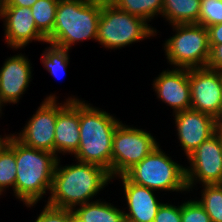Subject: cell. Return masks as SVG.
<instances>
[{
    "label": "cell",
    "instance_id": "4dcf8cb0",
    "mask_svg": "<svg viewBox=\"0 0 222 222\" xmlns=\"http://www.w3.org/2000/svg\"><path fill=\"white\" fill-rule=\"evenodd\" d=\"M38 0H4L2 6H18L31 8Z\"/></svg>",
    "mask_w": 222,
    "mask_h": 222
},
{
    "label": "cell",
    "instance_id": "603a6c76",
    "mask_svg": "<svg viewBox=\"0 0 222 222\" xmlns=\"http://www.w3.org/2000/svg\"><path fill=\"white\" fill-rule=\"evenodd\" d=\"M202 188L198 202L209 215L211 222H222V184H204Z\"/></svg>",
    "mask_w": 222,
    "mask_h": 222
},
{
    "label": "cell",
    "instance_id": "3957f363",
    "mask_svg": "<svg viewBox=\"0 0 222 222\" xmlns=\"http://www.w3.org/2000/svg\"><path fill=\"white\" fill-rule=\"evenodd\" d=\"M15 160V197L31 208L51 191L58 158L49 151L25 146L15 138Z\"/></svg>",
    "mask_w": 222,
    "mask_h": 222
},
{
    "label": "cell",
    "instance_id": "e575fe53",
    "mask_svg": "<svg viewBox=\"0 0 222 222\" xmlns=\"http://www.w3.org/2000/svg\"><path fill=\"white\" fill-rule=\"evenodd\" d=\"M2 106H4L3 104H2V102L0 101V117L2 116L1 114H2Z\"/></svg>",
    "mask_w": 222,
    "mask_h": 222
},
{
    "label": "cell",
    "instance_id": "5b68a950",
    "mask_svg": "<svg viewBox=\"0 0 222 222\" xmlns=\"http://www.w3.org/2000/svg\"><path fill=\"white\" fill-rule=\"evenodd\" d=\"M156 34L146 20L118 9L109 0H101L96 42L102 47L116 50Z\"/></svg>",
    "mask_w": 222,
    "mask_h": 222
},
{
    "label": "cell",
    "instance_id": "1f68e13d",
    "mask_svg": "<svg viewBox=\"0 0 222 222\" xmlns=\"http://www.w3.org/2000/svg\"><path fill=\"white\" fill-rule=\"evenodd\" d=\"M215 129L216 132L222 135V107L219 114L215 117Z\"/></svg>",
    "mask_w": 222,
    "mask_h": 222
},
{
    "label": "cell",
    "instance_id": "ac0fdd59",
    "mask_svg": "<svg viewBox=\"0 0 222 222\" xmlns=\"http://www.w3.org/2000/svg\"><path fill=\"white\" fill-rule=\"evenodd\" d=\"M72 211L74 217L80 222H123L125 220L123 210L100 199L79 205Z\"/></svg>",
    "mask_w": 222,
    "mask_h": 222
},
{
    "label": "cell",
    "instance_id": "7a4b0ae2",
    "mask_svg": "<svg viewBox=\"0 0 222 222\" xmlns=\"http://www.w3.org/2000/svg\"><path fill=\"white\" fill-rule=\"evenodd\" d=\"M80 143L74 157L81 162L99 165L111 176L113 135L121 122L100 108L79 101Z\"/></svg>",
    "mask_w": 222,
    "mask_h": 222
},
{
    "label": "cell",
    "instance_id": "f1b7e54d",
    "mask_svg": "<svg viewBox=\"0 0 222 222\" xmlns=\"http://www.w3.org/2000/svg\"><path fill=\"white\" fill-rule=\"evenodd\" d=\"M210 47L211 51L207 68L222 72V43L210 44Z\"/></svg>",
    "mask_w": 222,
    "mask_h": 222
},
{
    "label": "cell",
    "instance_id": "8992f818",
    "mask_svg": "<svg viewBox=\"0 0 222 222\" xmlns=\"http://www.w3.org/2000/svg\"><path fill=\"white\" fill-rule=\"evenodd\" d=\"M124 176L134 184L154 191H188L185 167L167 156L160 145Z\"/></svg>",
    "mask_w": 222,
    "mask_h": 222
},
{
    "label": "cell",
    "instance_id": "9c48e42d",
    "mask_svg": "<svg viewBox=\"0 0 222 222\" xmlns=\"http://www.w3.org/2000/svg\"><path fill=\"white\" fill-rule=\"evenodd\" d=\"M185 167L188 192L194 185L222 184V135L215 132L187 156Z\"/></svg>",
    "mask_w": 222,
    "mask_h": 222
},
{
    "label": "cell",
    "instance_id": "e0dca14e",
    "mask_svg": "<svg viewBox=\"0 0 222 222\" xmlns=\"http://www.w3.org/2000/svg\"><path fill=\"white\" fill-rule=\"evenodd\" d=\"M122 179L127 212L123 211L127 222H154L162 202H159L154 190L139 186L129 181L124 175L115 177Z\"/></svg>",
    "mask_w": 222,
    "mask_h": 222
},
{
    "label": "cell",
    "instance_id": "4316f807",
    "mask_svg": "<svg viewBox=\"0 0 222 222\" xmlns=\"http://www.w3.org/2000/svg\"><path fill=\"white\" fill-rule=\"evenodd\" d=\"M73 216L71 209L56 208L46 204L34 222H71Z\"/></svg>",
    "mask_w": 222,
    "mask_h": 222
},
{
    "label": "cell",
    "instance_id": "8fae6325",
    "mask_svg": "<svg viewBox=\"0 0 222 222\" xmlns=\"http://www.w3.org/2000/svg\"><path fill=\"white\" fill-rule=\"evenodd\" d=\"M191 109L214 118L222 107V72L205 68L189 69Z\"/></svg>",
    "mask_w": 222,
    "mask_h": 222
},
{
    "label": "cell",
    "instance_id": "d6986e66",
    "mask_svg": "<svg viewBox=\"0 0 222 222\" xmlns=\"http://www.w3.org/2000/svg\"><path fill=\"white\" fill-rule=\"evenodd\" d=\"M201 0H163L161 16L169 25L199 24Z\"/></svg>",
    "mask_w": 222,
    "mask_h": 222
},
{
    "label": "cell",
    "instance_id": "52a82bcc",
    "mask_svg": "<svg viewBox=\"0 0 222 222\" xmlns=\"http://www.w3.org/2000/svg\"><path fill=\"white\" fill-rule=\"evenodd\" d=\"M175 35L163 43L165 56L174 68H205L210 58L208 29L200 24L171 25Z\"/></svg>",
    "mask_w": 222,
    "mask_h": 222
},
{
    "label": "cell",
    "instance_id": "9a60e30c",
    "mask_svg": "<svg viewBox=\"0 0 222 222\" xmlns=\"http://www.w3.org/2000/svg\"><path fill=\"white\" fill-rule=\"evenodd\" d=\"M79 101L70 96L65 102H58V117L55 126L54 154L74 155L80 143Z\"/></svg>",
    "mask_w": 222,
    "mask_h": 222
},
{
    "label": "cell",
    "instance_id": "6da1fadb",
    "mask_svg": "<svg viewBox=\"0 0 222 222\" xmlns=\"http://www.w3.org/2000/svg\"><path fill=\"white\" fill-rule=\"evenodd\" d=\"M60 159L55 165L48 205L73 210L90 202L112 180L109 171L99 165L75 160V164L62 166Z\"/></svg>",
    "mask_w": 222,
    "mask_h": 222
},
{
    "label": "cell",
    "instance_id": "277c9868",
    "mask_svg": "<svg viewBox=\"0 0 222 222\" xmlns=\"http://www.w3.org/2000/svg\"><path fill=\"white\" fill-rule=\"evenodd\" d=\"M101 0H59L54 27L47 44L67 50L83 40L97 41Z\"/></svg>",
    "mask_w": 222,
    "mask_h": 222
},
{
    "label": "cell",
    "instance_id": "4fadbf2b",
    "mask_svg": "<svg viewBox=\"0 0 222 222\" xmlns=\"http://www.w3.org/2000/svg\"><path fill=\"white\" fill-rule=\"evenodd\" d=\"M158 99L173 109V114L191 109L189 69L163 70L153 81Z\"/></svg>",
    "mask_w": 222,
    "mask_h": 222
},
{
    "label": "cell",
    "instance_id": "d4e9b609",
    "mask_svg": "<svg viewBox=\"0 0 222 222\" xmlns=\"http://www.w3.org/2000/svg\"><path fill=\"white\" fill-rule=\"evenodd\" d=\"M222 23V0H201L199 24L206 28Z\"/></svg>",
    "mask_w": 222,
    "mask_h": 222
},
{
    "label": "cell",
    "instance_id": "484cf974",
    "mask_svg": "<svg viewBox=\"0 0 222 222\" xmlns=\"http://www.w3.org/2000/svg\"><path fill=\"white\" fill-rule=\"evenodd\" d=\"M182 222H211V219L197 199L181 203Z\"/></svg>",
    "mask_w": 222,
    "mask_h": 222
},
{
    "label": "cell",
    "instance_id": "44dd1931",
    "mask_svg": "<svg viewBox=\"0 0 222 222\" xmlns=\"http://www.w3.org/2000/svg\"><path fill=\"white\" fill-rule=\"evenodd\" d=\"M118 9L142 18L148 23L162 14L163 0H109Z\"/></svg>",
    "mask_w": 222,
    "mask_h": 222
},
{
    "label": "cell",
    "instance_id": "30bf717a",
    "mask_svg": "<svg viewBox=\"0 0 222 222\" xmlns=\"http://www.w3.org/2000/svg\"><path fill=\"white\" fill-rule=\"evenodd\" d=\"M55 94H50L29 119L20 133L13 136L25 146L49 151L54 154L55 126L58 103Z\"/></svg>",
    "mask_w": 222,
    "mask_h": 222
},
{
    "label": "cell",
    "instance_id": "83f0119b",
    "mask_svg": "<svg viewBox=\"0 0 222 222\" xmlns=\"http://www.w3.org/2000/svg\"><path fill=\"white\" fill-rule=\"evenodd\" d=\"M154 222H182L181 205L162 203L155 216Z\"/></svg>",
    "mask_w": 222,
    "mask_h": 222
},
{
    "label": "cell",
    "instance_id": "d590c367",
    "mask_svg": "<svg viewBox=\"0 0 222 222\" xmlns=\"http://www.w3.org/2000/svg\"><path fill=\"white\" fill-rule=\"evenodd\" d=\"M71 222H80L79 220H77L74 216L71 218Z\"/></svg>",
    "mask_w": 222,
    "mask_h": 222
},
{
    "label": "cell",
    "instance_id": "2e32d148",
    "mask_svg": "<svg viewBox=\"0 0 222 222\" xmlns=\"http://www.w3.org/2000/svg\"><path fill=\"white\" fill-rule=\"evenodd\" d=\"M0 69V101L18 104L32 79L30 60L24 54L5 59Z\"/></svg>",
    "mask_w": 222,
    "mask_h": 222
},
{
    "label": "cell",
    "instance_id": "ba28073f",
    "mask_svg": "<svg viewBox=\"0 0 222 222\" xmlns=\"http://www.w3.org/2000/svg\"><path fill=\"white\" fill-rule=\"evenodd\" d=\"M159 146L156 138L144 129L130 127L122 121L113 135L111 177L124 175Z\"/></svg>",
    "mask_w": 222,
    "mask_h": 222
},
{
    "label": "cell",
    "instance_id": "7c38bea8",
    "mask_svg": "<svg viewBox=\"0 0 222 222\" xmlns=\"http://www.w3.org/2000/svg\"><path fill=\"white\" fill-rule=\"evenodd\" d=\"M5 41L14 50L23 49L33 40L47 43V38L37 29L29 7L2 6Z\"/></svg>",
    "mask_w": 222,
    "mask_h": 222
},
{
    "label": "cell",
    "instance_id": "5bb4252c",
    "mask_svg": "<svg viewBox=\"0 0 222 222\" xmlns=\"http://www.w3.org/2000/svg\"><path fill=\"white\" fill-rule=\"evenodd\" d=\"M178 140L186 157L215 132V118L207 113L187 109L173 114Z\"/></svg>",
    "mask_w": 222,
    "mask_h": 222
},
{
    "label": "cell",
    "instance_id": "ffe728a7",
    "mask_svg": "<svg viewBox=\"0 0 222 222\" xmlns=\"http://www.w3.org/2000/svg\"><path fill=\"white\" fill-rule=\"evenodd\" d=\"M16 172L15 137L11 134L7 144L0 151V196L8 187H12L15 196Z\"/></svg>",
    "mask_w": 222,
    "mask_h": 222
},
{
    "label": "cell",
    "instance_id": "836d02e7",
    "mask_svg": "<svg viewBox=\"0 0 222 222\" xmlns=\"http://www.w3.org/2000/svg\"><path fill=\"white\" fill-rule=\"evenodd\" d=\"M3 1H4V0H0V19H1V14H2Z\"/></svg>",
    "mask_w": 222,
    "mask_h": 222
},
{
    "label": "cell",
    "instance_id": "d6a6232c",
    "mask_svg": "<svg viewBox=\"0 0 222 222\" xmlns=\"http://www.w3.org/2000/svg\"><path fill=\"white\" fill-rule=\"evenodd\" d=\"M10 136H11V133L9 135H5L4 137H2V135H0V151L7 144Z\"/></svg>",
    "mask_w": 222,
    "mask_h": 222
},
{
    "label": "cell",
    "instance_id": "7402d4cb",
    "mask_svg": "<svg viewBox=\"0 0 222 222\" xmlns=\"http://www.w3.org/2000/svg\"><path fill=\"white\" fill-rule=\"evenodd\" d=\"M59 0H38L31 7L37 29L47 38L53 31Z\"/></svg>",
    "mask_w": 222,
    "mask_h": 222
},
{
    "label": "cell",
    "instance_id": "cb8c5ba5",
    "mask_svg": "<svg viewBox=\"0 0 222 222\" xmlns=\"http://www.w3.org/2000/svg\"><path fill=\"white\" fill-rule=\"evenodd\" d=\"M69 51L50 44L41 55V62L44 68L54 77L59 78L64 75L69 64Z\"/></svg>",
    "mask_w": 222,
    "mask_h": 222
},
{
    "label": "cell",
    "instance_id": "f546056e",
    "mask_svg": "<svg viewBox=\"0 0 222 222\" xmlns=\"http://www.w3.org/2000/svg\"><path fill=\"white\" fill-rule=\"evenodd\" d=\"M210 44L222 43V23L207 27Z\"/></svg>",
    "mask_w": 222,
    "mask_h": 222
}]
</instances>
